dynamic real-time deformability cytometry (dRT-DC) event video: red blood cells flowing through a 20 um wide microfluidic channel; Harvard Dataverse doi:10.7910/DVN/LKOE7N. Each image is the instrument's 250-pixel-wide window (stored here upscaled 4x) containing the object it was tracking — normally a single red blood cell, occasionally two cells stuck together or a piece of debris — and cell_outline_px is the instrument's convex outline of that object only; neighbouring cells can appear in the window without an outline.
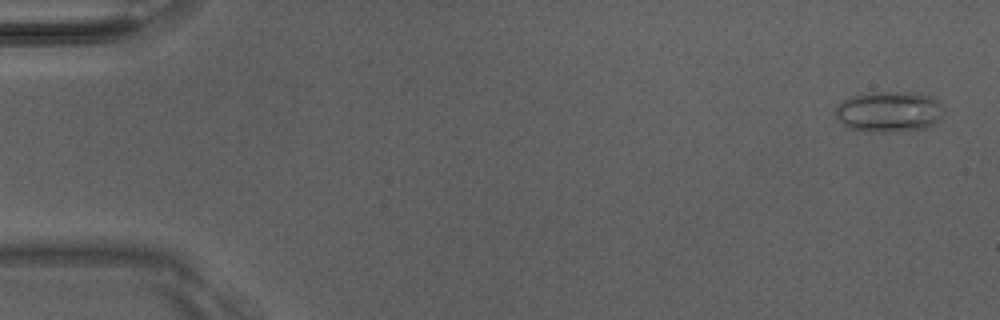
{"species": "Egyptian fruit bat (a non-hibernating species)", "species_latin": "Rousettus aegyptiacus", "temperature_condition": "room temperature", "stored_images_in_passage": 51, "camera_frame_rate_fps": 3000, "um_per_image_px": 0.085, "animal": {"sex": "male"}, "frame": {"image": 1, "passage_image": 2, "time_ms": 0.333, "image_size_px": [1000, 320], "cell_outline_px": [[948, 112], [940, 120], [928, 128], [916, 132], [864, 132], [848, 128], [836, 116], [836, 108], [844, 100], [852, 96], [868, 92], [920, 92], [932, 96], [940, 100]], "centroid_in_image_um": [75.71, 9.51], "position_along_channel_um": 9.3, "area_um2": 26.88}}
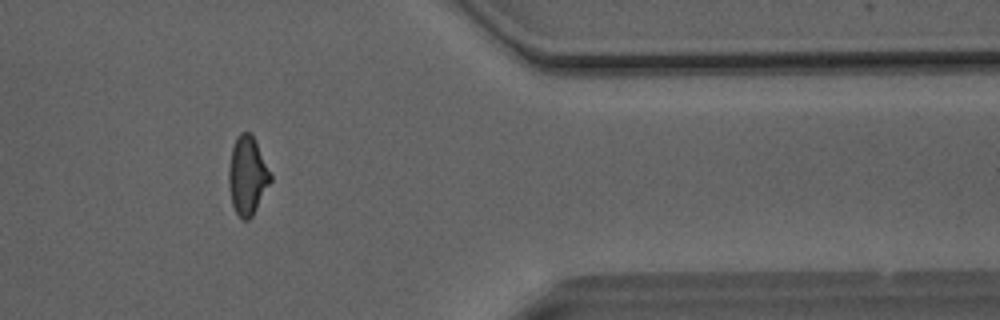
{"frame": {"image": 2, "passage_image": 42, "time_ms": 13.667, "image_size_px": [1000, 320], "cell_outline_px": [[272, 180], [252, 216], [248, 220], [240, 220], [232, 204], [228, 184], [228, 168], [232, 148], [236, 136], [240, 132], [252, 132], [272, 176]], "centroid_in_image_um": [21.02, 14.91], "position_along_channel_um": 390.4, "area_um2": 19.25}}
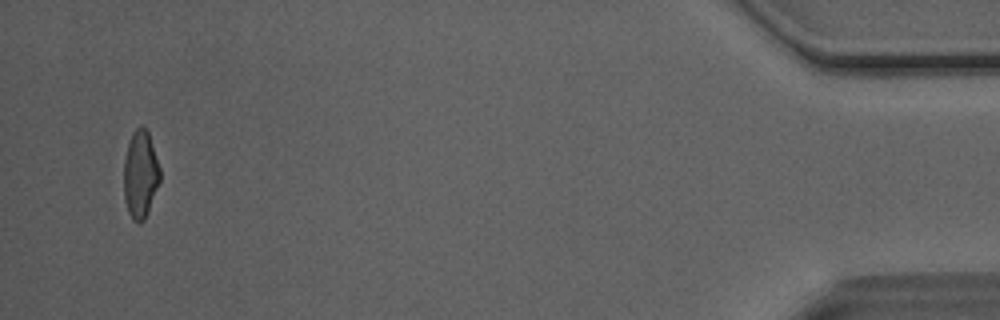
{"frame": {"image": 3, "passage_image": 49, "time_ms": 16.0, "image_size_px": [1000, 320], "cell_outline_px": [[160, 180], [144, 220], [140, 224], [132, 220], [128, 212], [124, 200], [124, 160], [128, 144], [132, 132], [140, 124], [148, 132], [160, 168]], "centroid_in_image_um": [11.92, 14.83], "position_along_channel_um": 423.3, "area_um2": 18.38}, "authors_computed_cell_mechanics": {"area_um2": 19.3052, "velocity_mm_per_s": 4.0916, "shape_relaxation_time_tau1_ms": 6.0175, "shape_relaxation_time_tau2_ms": 1.8774, "deformation_change_tau1": 0.2072, "deformation_change_tau2": 0.0874}}